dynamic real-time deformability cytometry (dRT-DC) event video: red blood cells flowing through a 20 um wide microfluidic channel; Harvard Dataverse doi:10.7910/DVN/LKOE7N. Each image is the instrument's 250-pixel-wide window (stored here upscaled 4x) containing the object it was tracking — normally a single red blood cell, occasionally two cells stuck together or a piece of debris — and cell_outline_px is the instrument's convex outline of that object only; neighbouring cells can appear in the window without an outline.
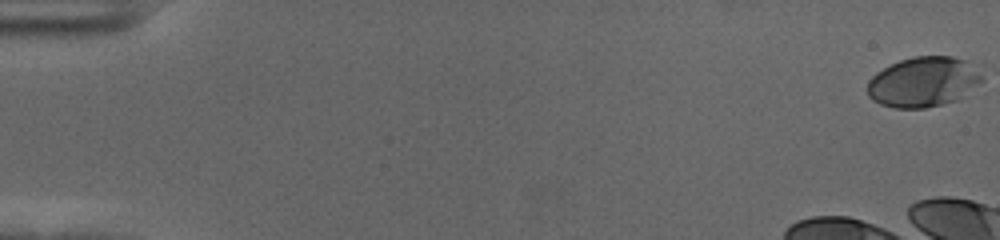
{"species": "human", "species_latin": "Homo sapiens", "temperature_condition": "cold", "stored_images_in_passage": 10, "camera_frame_rate_fps": 3000, "um_per_image_px": 0.085, "donor": {"sex": "female"}, "frame": {"image": 1, "passage_image": 1, "time_ms": 0.0, "image_size_px": [1000, 240], "cell_outline_px": [[984, 80], [960, 100], [924, 108], [896, 108], [880, 104], [872, 100], [868, 96], [868, 80], [876, 72], [900, 60], [912, 56], [952, 56], [968, 60]], "centroid_in_image_um": [78.49, 6.97], "position_along_channel_um": 6.5, "area_um2": 33.64}}